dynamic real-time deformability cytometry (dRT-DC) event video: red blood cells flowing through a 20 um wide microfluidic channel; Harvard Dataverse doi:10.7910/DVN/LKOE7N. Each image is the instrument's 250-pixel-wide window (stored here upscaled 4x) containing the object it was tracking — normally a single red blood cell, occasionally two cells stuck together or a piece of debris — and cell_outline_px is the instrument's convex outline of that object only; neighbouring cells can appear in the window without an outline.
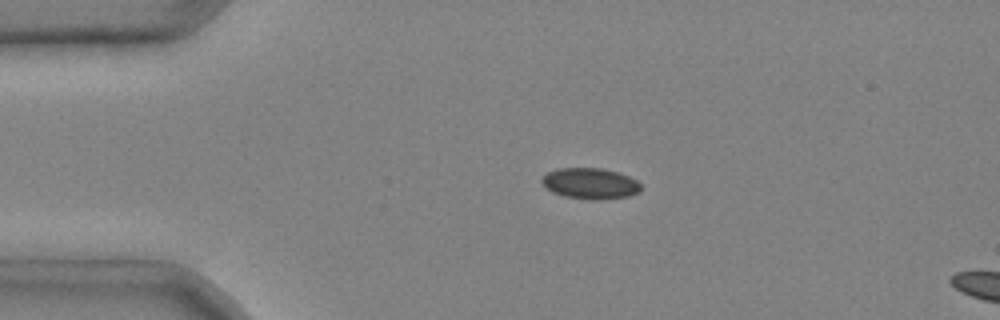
{"species": "common noctule bat (a hibernating species)", "species_latin": "Nyctalus noctula", "temperature_condition": "cold", "stored_images_in_passage": 3, "camera_frame_rate_fps": 3000, "um_per_image_px": 0.085, "animal": {"sex": "male", "body_mass_g": 20.4}, "frame": {"image": 1, "passage_image": 2, "time_ms": 0.333, "image_size_px": [1000, 320], "cell_outline_px": [[640, 192], [628, 196], [600, 200], [592, 200], [564, 196], [552, 192], [540, 180], [548, 172], [556, 168], [604, 168], [628, 176], [636, 180], [640, 184]], "centroid_in_image_um": [50.17, 15.6], "position_along_channel_um": 34.8, "area_um2": 17.8}}